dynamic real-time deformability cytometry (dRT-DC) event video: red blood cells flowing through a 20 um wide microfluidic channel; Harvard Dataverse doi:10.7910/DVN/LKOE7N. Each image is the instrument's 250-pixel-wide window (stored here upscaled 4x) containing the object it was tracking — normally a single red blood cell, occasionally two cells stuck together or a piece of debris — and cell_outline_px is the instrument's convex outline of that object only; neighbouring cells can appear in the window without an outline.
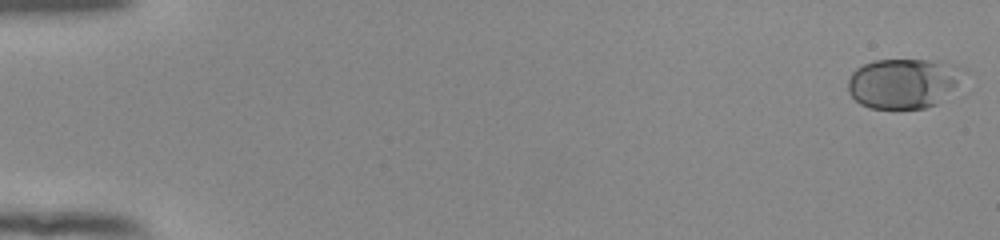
{"species": "human", "species_latin": "Homo sapiens", "temperature_condition": "room temperature", "stored_images_in_passage": 54, "camera_frame_rate_fps": 3000, "um_per_image_px": 0.085, "donor": {"sex": "female"}, "frame": {"image": 1, "passage_image": 1, "time_ms": 0.0, "image_size_px": [1000, 240], "cell_outline_px": [[968, 72], [936, 104], [924, 108], [868, 108], [860, 104], [848, 92], [848, 80], [852, 72], [856, 68], [864, 64], [876, 60], [944, 60], [968, 68]], "centroid_in_image_um": [76.82, 7.04], "position_along_channel_um": 8.2, "area_um2": 33.87}}
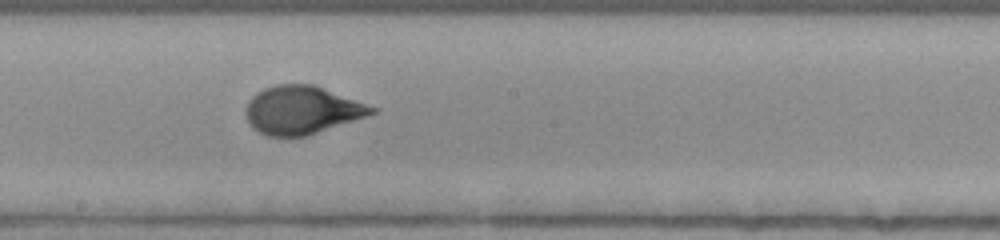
{"frame": {"image": 2, "passage_image": 31, "time_ms": 10.0, "image_size_px": [1000, 240], "cell_outline_px": [[380, 108], [376, 112], [308, 136], [268, 136], [252, 128], [244, 112], [248, 100], [256, 92], [264, 88], [276, 84], [312, 84]], "centroid_in_image_um": [25.64, 9.35], "position_along_channel_um": 222.6, "area_um2": 35.32}}
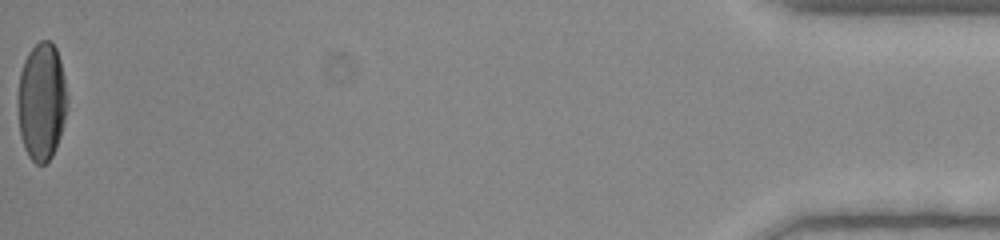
{"frame": {"image": 3, "passage_image": 54, "time_ms": 17.667, "image_size_px": [1000, 240], "cell_outline_px": [[68, 100], [64, 120], [60, 136], [56, 148], [52, 156], [44, 164], [36, 164], [28, 156], [24, 148], [20, 136], [16, 104], [16, 100], [20, 72], [24, 60], [28, 52], [40, 40], [52, 40], [56, 48], [60, 60], [64, 76]], "centroid_in_image_um": [3.52, 8.63], "position_along_channel_um": 431.7, "area_um2": 34.51}, "authors_computed_cell_mechanics": {"area_um2": 34.0153, "velocity_mm_per_s": 3.9116, "shape_relaxation_time_tau1_ms": 3.7712, "shape_relaxation_time_tau2_ms": null, "deformation_change_tau1": 0.1909, "deformation_change_tau2": null}}